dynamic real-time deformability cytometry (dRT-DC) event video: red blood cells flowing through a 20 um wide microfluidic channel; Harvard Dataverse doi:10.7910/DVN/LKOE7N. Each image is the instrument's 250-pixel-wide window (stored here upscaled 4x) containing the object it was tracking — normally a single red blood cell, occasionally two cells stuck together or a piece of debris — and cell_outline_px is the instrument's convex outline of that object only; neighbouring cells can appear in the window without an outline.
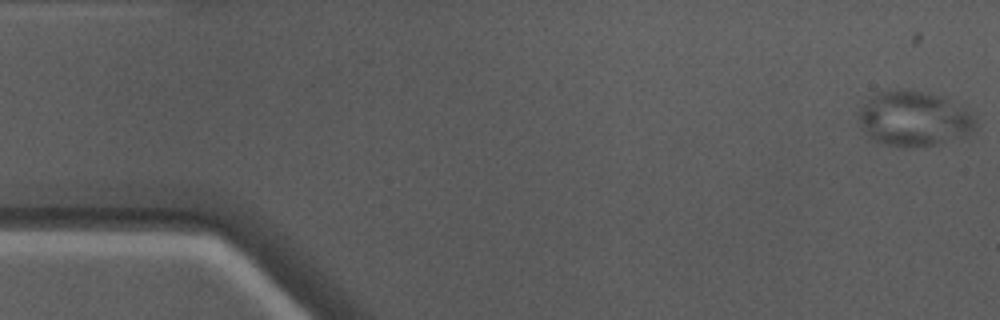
{"species": "Egyptian fruit bat (a non-hibernating species)", "species_latin": "Rousettus aegyptiacus", "temperature_condition": "warm", "stored_images_in_passage": 50, "camera_frame_rate_fps": 3000, "um_per_image_px": 0.085, "animal": {"sex": "male"}, "frame": {"image": 1, "passage_image": 1, "time_ms": 0.0, "image_size_px": [1000, 320], "cell_outline_px": [[976, 128], [968, 136], [936, 144], [912, 148], [908, 148], [884, 144], [872, 140], [860, 124], [860, 108], [876, 92], [900, 88], [904, 88], [944, 96], [960, 104], [976, 120]], "centroid_in_image_um": [77.72, 10.08], "position_along_channel_um": 7.3, "area_um2": 37.86}}
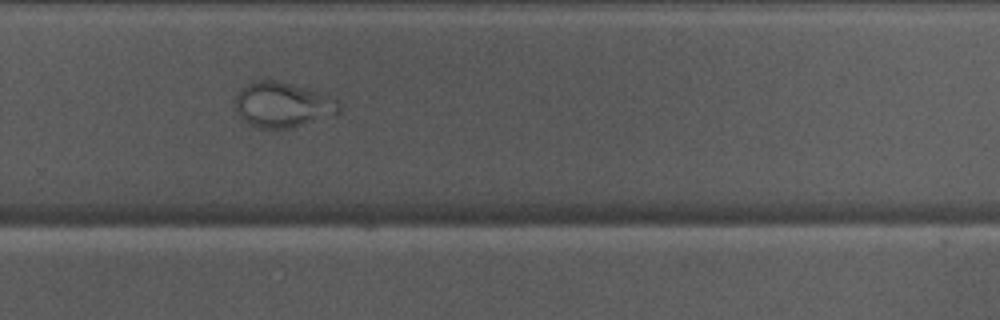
{"frame": {"image": 2, "passage_image": 33, "time_ms": 10.667, "image_size_px": [1000, 320], "cell_outline_px": [[340, 112], [332, 116], [288, 128], [256, 128], [244, 120], [240, 116], [236, 108], [236, 92], [240, 88], [252, 80], [276, 80], [336, 96], [340, 104]], "centroid_in_image_um": [24.05, 8.88], "position_along_channel_um": 305.8, "area_um2": 27.57}}
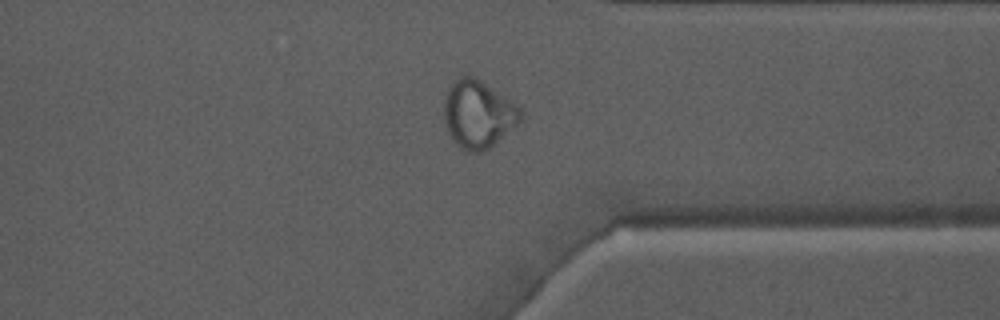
{"frame": {"image": 3, "passage_image": 38, "time_ms": 12.333, "image_size_px": [1000, 320], "cell_outline_px": [[524, 116], [516, 124], [484, 152], [468, 152], [456, 144], [448, 132], [444, 120], [444, 100], [448, 88], [452, 80], [460, 76], [476, 76], [516, 104], [520, 108]], "centroid_in_image_um": [40.61, 9.67], "position_along_channel_um": 370.8, "area_um2": 30.11}}